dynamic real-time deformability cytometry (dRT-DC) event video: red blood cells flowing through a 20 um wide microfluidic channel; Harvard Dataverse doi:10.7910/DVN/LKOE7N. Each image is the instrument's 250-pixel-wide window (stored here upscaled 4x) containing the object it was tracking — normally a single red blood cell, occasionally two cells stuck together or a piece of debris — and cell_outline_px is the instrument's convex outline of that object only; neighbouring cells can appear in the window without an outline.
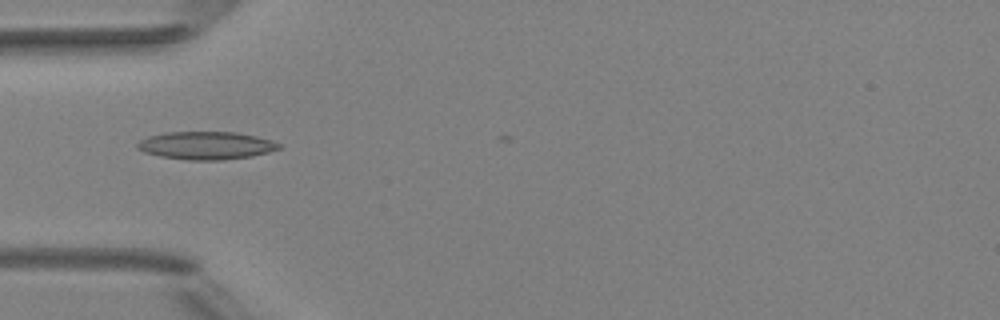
{"species": "Egyptian fruit bat (a non-hibernating species)", "species_latin": "Rousettus aegyptiacus", "temperature_condition": "room temperature", "stored_images_in_passage": 1, "camera_frame_rate_fps": 3000, "um_per_image_px": 0.085, "animal": {"sex": "female"}, "frame": {"image": 1, "passage_image": 1, "time_ms": 0.0, "image_size_px": [1000, 320], "cell_outline_px": [[280, 148], [268, 152], [252, 156], [220, 160], [188, 160], [160, 156], [144, 152], [136, 148], [136, 144], [140, 140], [148, 136], [168, 132], [236, 132], [256, 136], [272, 140], [280, 144]], "centroid_in_image_um": [17.5, 12.36], "position_along_channel_um": 67.5, "area_um2": 22.95}}